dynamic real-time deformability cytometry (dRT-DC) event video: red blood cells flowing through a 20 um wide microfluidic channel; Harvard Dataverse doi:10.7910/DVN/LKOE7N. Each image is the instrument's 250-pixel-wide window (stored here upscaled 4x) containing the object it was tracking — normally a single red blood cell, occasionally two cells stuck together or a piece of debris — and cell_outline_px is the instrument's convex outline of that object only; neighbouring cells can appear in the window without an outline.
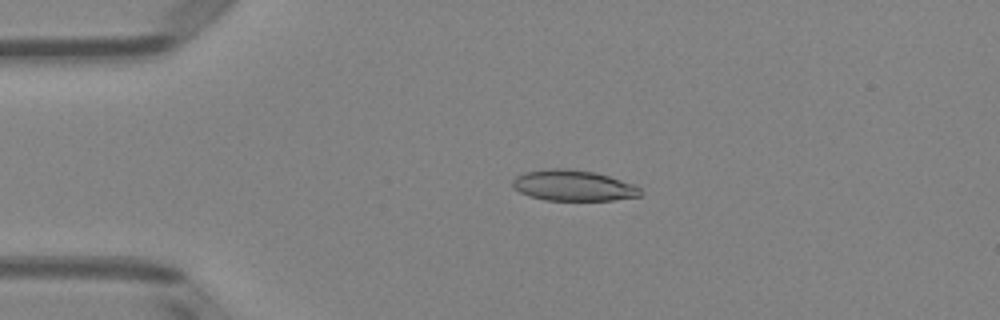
{"species": "Egyptian fruit bat (a non-hibernating species)", "species_latin": "Rousettus aegyptiacus", "temperature_condition": "room temperature", "stored_images_in_passage": 51, "camera_frame_rate_fps": 3000, "um_per_image_px": 0.085, "animal": {"sex": "female"}, "frame": {"image": 1, "passage_image": 11, "time_ms": 3.333, "image_size_px": [1000, 320], "cell_outline_px": [[644, 192], [640, 196], [612, 200], [544, 200], [528, 196], [512, 188], [512, 180], [516, 176], [524, 172], [552, 168], [568, 168], [592, 172], [608, 176], [632, 184], [640, 188]], "centroid_in_image_um": [48.69, 15.77], "position_along_channel_um": 36.3, "area_um2": 22.95}}
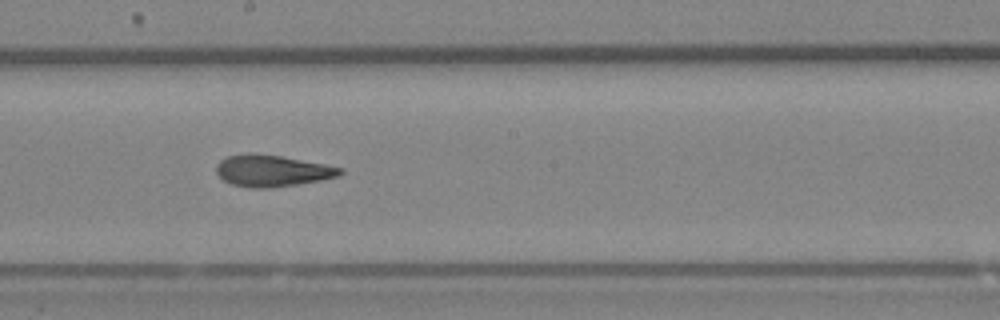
{"frame": {"image": 2, "passage_image": 28, "time_ms": 9.0, "image_size_px": [1000, 320], "cell_outline_px": [[344, 172], [340, 176], [320, 180], [296, 184], [268, 188], [248, 188], [232, 184], [224, 180], [216, 172], [216, 164], [220, 160], [228, 156], [252, 152], [280, 156], [324, 164], [344, 168]], "centroid_in_image_um": [23.13, 14.51], "position_along_channel_um": 225.1, "area_um2": 22.77}}
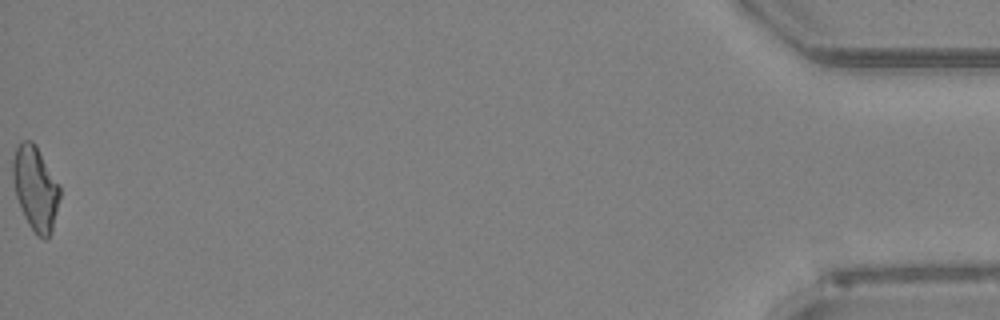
{"frame": {"image": 3, "passage_image": 51, "time_ms": 16.667, "image_size_px": [1000, 320], "cell_outline_px": [[60, 196], [52, 228], [48, 236], [44, 240], [36, 236], [28, 224], [24, 216], [16, 196], [12, 176], [12, 160], [16, 148], [24, 140], [32, 140], [36, 144], [60, 184]], "centroid_in_image_um": [3.01, 15.98], "position_along_channel_um": 432.2, "area_um2": 23.12}, "authors_computed_cell_mechanics": {"area_um2": 22.8888, "velocity_mm_per_s": 3.9971, "shape_relaxation_time_tau1_ms": 8.7373, "shape_relaxation_time_tau2_ms": 2.369, "deformation_change_tau1": 0.2083, "deformation_change_tau2": 0.1093}}